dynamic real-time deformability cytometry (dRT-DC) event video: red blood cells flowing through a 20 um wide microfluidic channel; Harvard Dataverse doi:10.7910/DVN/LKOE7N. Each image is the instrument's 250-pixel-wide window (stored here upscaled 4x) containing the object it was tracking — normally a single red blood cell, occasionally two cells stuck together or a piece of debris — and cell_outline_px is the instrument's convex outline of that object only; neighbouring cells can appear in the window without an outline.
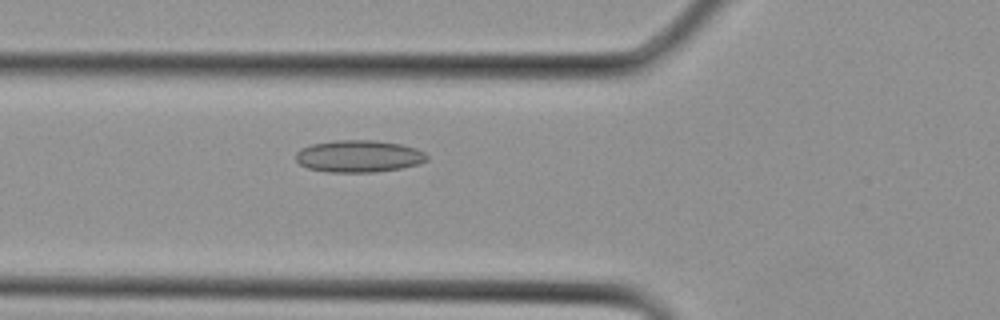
{"species": "Egyptian fruit bat (a non-hibernating species)", "species_latin": "Rousettus aegyptiacus", "temperature_condition": "cold", "stored_images_in_passage": 9, "camera_frame_rate_fps": 3000, "um_per_image_px": 0.085, "animal": {"sex": "female"}, "frame": {"image": 1, "passage_image": 7, "time_ms": 2.0, "image_size_px": [1000, 320], "cell_outline_px": [[428, 160], [420, 164], [400, 168], [376, 172], [328, 172], [308, 168], [300, 164], [296, 160], [296, 152], [300, 148], [312, 144], [336, 140], [376, 140], [400, 144], [416, 148], [424, 152], [428, 156]], "centroid_in_image_um": [30.51, 13.28], "position_along_channel_um": 95.3, "area_um2": 24.62}}
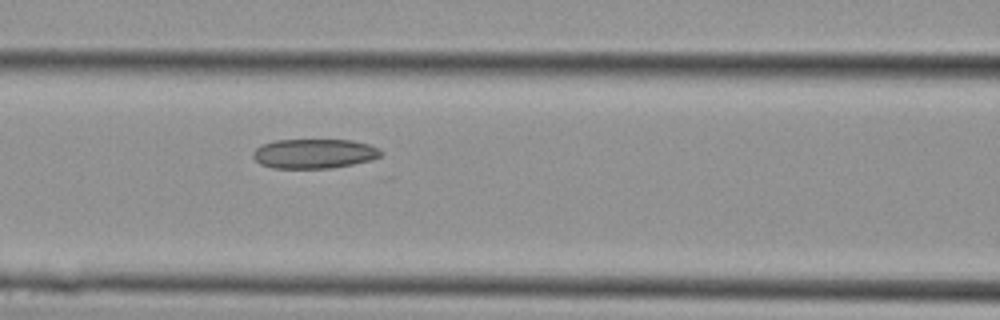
{"frame": {"image": 2, "passage_image": 9, "time_ms": 2.667, "image_size_px": [1000, 320], "cell_outline_px": [[384, 152], [380, 156], [372, 160], [332, 168], [272, 168], [260, 164], [252, 156], [252, 152], [260, 144], [276, 140], [352, 140], [368, 144], [380, 148]], "centroid_in_image_um": [26.7, 13.05], "position_along_channel_um": 139.9, "area_um2": 22.2}}